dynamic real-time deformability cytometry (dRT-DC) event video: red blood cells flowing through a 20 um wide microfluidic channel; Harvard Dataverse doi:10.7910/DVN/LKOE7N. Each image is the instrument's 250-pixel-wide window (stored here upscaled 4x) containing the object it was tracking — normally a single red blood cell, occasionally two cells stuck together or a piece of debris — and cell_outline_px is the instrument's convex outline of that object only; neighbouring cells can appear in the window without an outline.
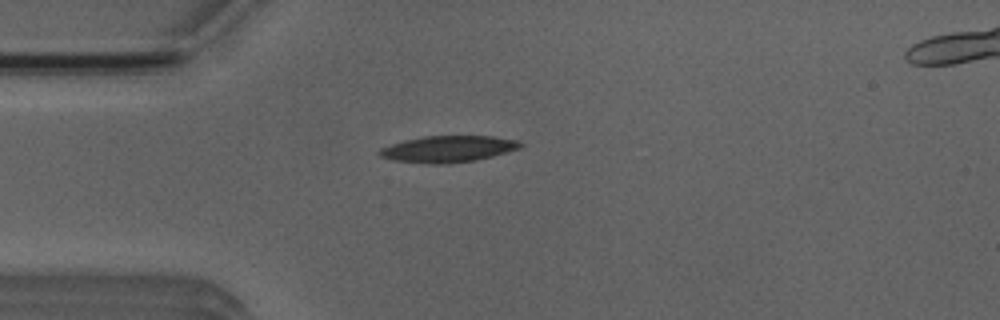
{"species": "Egyptian fruit bat (a non-hibernating species)", "species_latin": "Rousettus aegyptiacus", "temperature_condition": "room temperature", "stored_images_in_passage": 1, "camera_frame_rate_fps": 3000, "um_per_image_px": 0.085, "animal": {"sex": "male"}, "frame": {"image": 1, "passage_image": 1, "time_ms": 0.0, "image_size_px": [1000, 320], "cell_outline_px": [[524, 144], [520, 148], [492, 156], [476, 160], [448, 164], [432, 164], [392, 160], [380, 156], [376, 152], [380, 148], [404, 140], [424, 136], [492, 136], [520, 140]], "centroid_in_image_um": [38.09, 12.66], "position_along_channel_um": 46.9, "area_um2": 21.85}}